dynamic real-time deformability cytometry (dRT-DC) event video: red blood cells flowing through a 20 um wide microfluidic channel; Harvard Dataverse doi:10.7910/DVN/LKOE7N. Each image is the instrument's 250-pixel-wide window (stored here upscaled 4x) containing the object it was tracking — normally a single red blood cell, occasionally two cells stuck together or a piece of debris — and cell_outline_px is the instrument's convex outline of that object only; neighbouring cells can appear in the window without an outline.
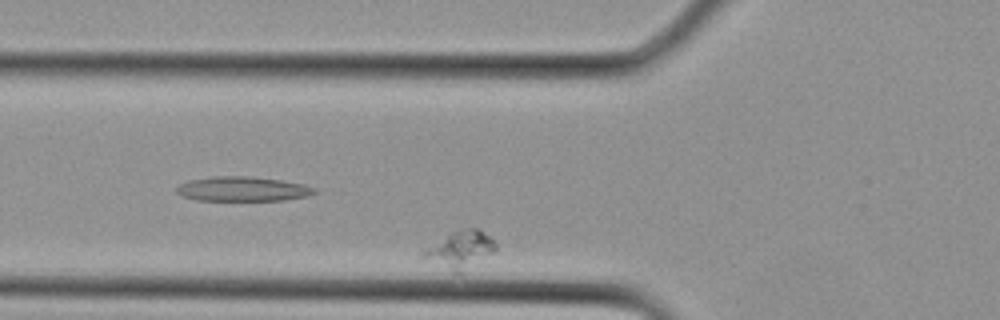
{"species": "Egyptian fruit bat (a non-hibernating species)", "species_latin": "Rousettus aegyptiacus", "temperature_condition": "cold", "stored_images_in_passage": 19, "camera_frame_rate_fps": 3000, "um_per_image_px": 0.085, "animal": {"sex": "female"}, "frame": {"image": 1, "passage_image": 3, "time_ms": 0.667, "image_size_px": [1000, 320], "cell_outline_px": [[496, 248], [492, 252], [460, 276], [420, 256], [420, 248], [452, 232], [468, 228], [476, 228], [496, 240]], "centroid_in_image_um": [39.05, 21.25], "position_along_channel_um": 86.7, "area_um2": 16.07}}
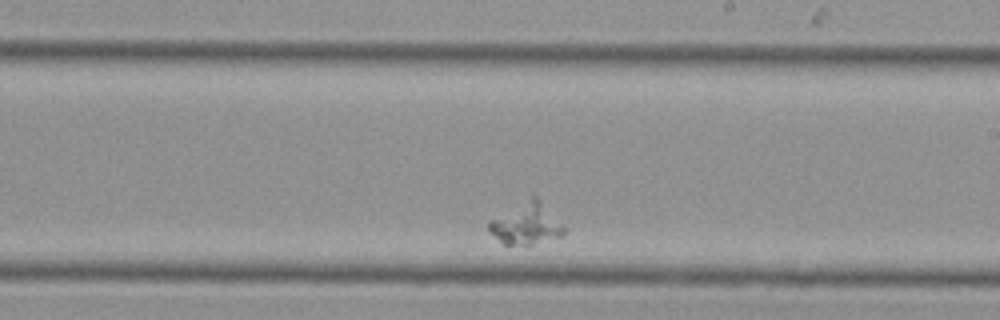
{"frame": {"image": 2, "passage_image": 12, "time_ms": 3.667, "image_size_px": [1000, 320], "cell_outline_px": [[568, 228], [560, 236], [532, 244], [504, 244], [488, 232], [488, 220], [532, 192]], "centroid_in_image_um": [44.71, 18.95], "position_along_channel_um": 244.3, "area_um2": 18.73}}
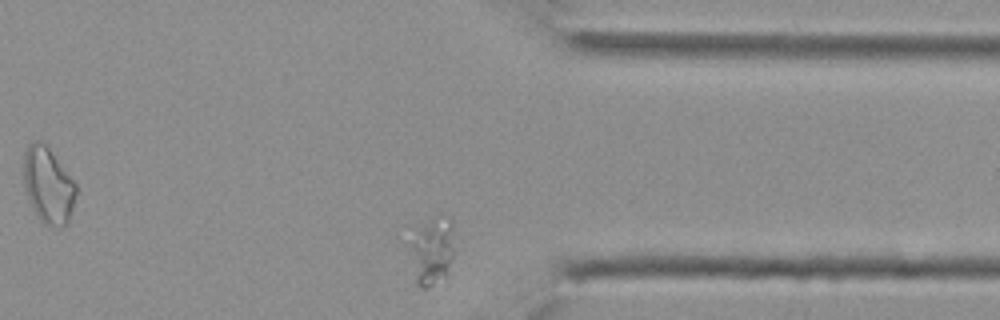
{"frame": {"image": 3, "passage_image": 19, "time_ms": 6.0, "image_size_px": [1000, 320], "cell_outline_px": [[452, 256], [444, 276], [432, 284], [424, 288], [420, 288], [416, 284], [408, 244], [416, 228], [436, 216], [452, 220]], "centroid_in_image_um": [36.66, 21.31], "position_along_channel_um": 374.7, "area_um2": 17.11}}